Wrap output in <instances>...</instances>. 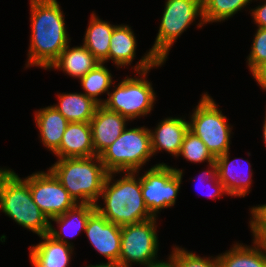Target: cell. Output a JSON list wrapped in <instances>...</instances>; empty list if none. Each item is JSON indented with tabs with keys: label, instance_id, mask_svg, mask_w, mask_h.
Listing matches in <instances>:
<instances>
[{
	"label": "cell",
	"instance_id": "cell-1",
	"mask_svg": "<svg viewBox=\"0 0 266 267\" xmlns=\"http://www.w3.org/2000/svg\"><path fill=\"white\" fill-rule=\"evenodd\" d=\"M31 36L26 67L45 70L70 43L65 17L57 0H30Z\"/></svg>",
	"mask_w": 266,
	"mask_h": 267
},
{
	"label": "cell",
	"instance_id": "cell-2",
	"mask_svg": "<svg viewBox=\"0 0 266 267\" xmlns=\"http://www.w3.org/2000/svg\"><path fill=\"white\" fill-rule=\"evenodd\" d=\"M116 174L108 173L100 195L104 207L96 203L95 209L109 222L120 226L154 218L143 200L139 171L123 172L117 181L113 177Z\"/></svg>",
	"mask_w": 266,
	"mask_h": 267
},
{
	"label": "cell",
	"instance_id": "cell-3",
	"mask_svg": "<svg viewBox=\"0 0 266 267\" xmlns=\"http://www.w3.org/2000/svg\"><path fill=\"white\" fill-rule=\"evenodd\" d=\"M164 61H159L149 50L136 63L134 67L135 78H124L118 86L113 84V92L108 93V97L102 104L110 111L118 112L125 116L129 121L145 116L151 113L156 100V93L153 90L152 83L147 80V73L154 67H159ZM115 85V86H114Z\"/></svg>",
	"mask_w": 266,
	"mask_h": 267
},
{
	"label": "cell",
	"instance_id": "cell-4",
	"mask_svg": "<svg viewBox=\"0 0 266 267\" xmlns=\"http://www.w3.org/2000/svg\"><path fill=\"white\" fill-rule=\"evenodd\" d=\"M77 204L98 203L108 175L99 156L62 158L49 167Z\"/></svg>",
	"mask_w": 266,
	"mask_h": 267
},
{
	"label": "cell",
	"instance_id": "cell-5",
	"mask_svg": "<svg viewBox=\"0 0 266 267\" xmlns=\"http://www.w3.org/2000/svg\"><path fill=\"white\" fill-rule=\"evenodd\" d=\"M0 210L38 236L49 233L50 221L33 201L29 183L10 168H0Z\"/></svg>",
	"mask_w": 266,
	"mask_h": 267
},
{
	"label": "cell",
	"instance_id": "cell-6",
	"mask_svg": "<svg viewBox=\"0 0 266 267\" xmlns=\"http://www.w3.org/2000/svg\"><path fill=\"white\" fill-rule=\"evenodd\" d=\"M153 156L150 129L145 126L123 130L99 157L108 173L135 172Z\"/></svg>",
	"mask_w": 266,
	"mask_h": 267
},
{
	"label": "cell",
	"instance_id": "cell-7",
	"mask_svg": "<svg viewBox=\"0 0 266 267\" xmlns=\"http://www.w3.org/2000/svg\"><path fill=\"white\" fill-rule=\"evenodd\" d=\"M161 17L159 30L150 49L159 60L166 62L170 48L178 37L199 17L197 26L205 25L202 0H167Z\"/></svg>",
	"mask_w": 266,
	"mask_h": 267
},
{
	"label": "cell",
	"instance_id": "cell-8",
	"mask_svg": "<svg viewBox=\"0 0 266 267\" xmlns=\"http://www.w3.org/2000/svg\"><path fill=\"white\" fill-rule=\"evenodd\" d=\"M189 119V130L198 136L214 158L230 150L232 126L213 98L206 92Z\"/></svg>",
	"mask_w": 266,
	"mask_h": 267
},
{
	"label": "cell",
	"instance_id": "cell-9",
	"mask_svg": "<svg viewBox=\"0 0 266 267\" xmlns=\"http://www.w3.org/2000/svg\"><path fill=\"white\" fill-rule=\"evenodd\" d=\"M183 178V170L158 163L140 176L145 206L153 217L176 203Z\"/></svg>",
	"mask_w": 266,
	"mask_h": 267
},
{
	"label": "cell",
	"instance_id": "cell-10",
	"mask_svg": "<svg viewBox=\"0 0 266 267\" xmlns=\"http://www.w3.org/2000/svg\"><path fill=\"white\" fill-rule=\"evenodd\" d=\"M157 218L121 226L119 263L132 267V263L149 267L159 262L157 253Z\"/></svg>",
	"mask_w": 266,
	"mask_h": 267
},
{
	"label": "cell",
	"instance_id": "cell-11",
	"mask_svg": "<svg viewBox=\"0 0 266 267\" xmlns=\"http://www.w3.org/2000/svg\"><path fill=\"white\" fill-rule=\"evenodd\" d=\"M24 179L29 183L33 201L49 221L77 204L49 169L32 173Z\"/></svg>",
	"mask_w": 266,
	"mask_h": 267
},
{
	"label": "cell",
	"instance_id": "cell-12",
	"mask_svg": "<svg viewBox=\"0 0 266 267\" xmlns=\"http://www.w3.org/2000/svg\"><path fill=\"white\" fill-rule=\"evenodd\" d=\"M94 249L108 262H119L121 226L109 222L96 209L89 215L84 230Z\"/></svg>",
	"mask_w": 266,
	"mask_h": 267
},
{
	"label": "cell",
	"instance_id": "cell-13",
	"mask_svg": "<svg viewBox=\"0 0 266 267\" xmlns=\"http://www.w3.org/2000/svg\"><path fill=\"white\" fill-rule=\"evenodd\" d=\"M229 154L228 151L215 158L216 174L219 181L223 183L228 196L244 198L251 191L250 188L253 181L251 164L249 160L246 163L243 158H235L231 161L229 160Z\"/></svg>",
	"mask_w": 266,
	"mask_h": 267
},
{
	"label": "cell",
	"instance_id": "cell-14",
	"mask_svg": "<svg viewBox=\"0 0 266 267\" xmlns=\"http://www.w3.org/2000/svg\"><path fill=\"white\" fill-rule=\"evenodd\" d=\"M126 121L128 123L129 120L118 112L110 111L103 105L97 107L90 121L92 142L97 156L119 138L127 126Z\"/></svg>",
	"mask_w": 266,
	"mask_h": 267
},
{
	"label": "cell",
	"instance_id": "cell-15",
	"mask_svg": "<svg viewBox=\"0 0 266 267\" xmlns=\"http://www.w3.org/2000/svg\"><path fill=\"white\" fill-rule=\"evenodd\" d=\"M188 130L189 120L185 118L167 117L161 120L153 130L150 129L153 155L165 150L177 158Z\"/></svg>",
	"mask_w": 266,
	"mask_h": 267
},
{
	"label": "cell",
	"instance_id": "cell-16",
	"mask_svg": "<svg viewBox=\"0 0 266 267\" xmlns=\"http://www.w3.org/2000/svg\"><path fill=\"white\" fill-rule=\"evenodd\" d=\"M53 154L58 159L95 156L90 122H69L60 147Z\"/></svg>",
	"mask_w": 266,
	"mask_h": 267
},
{
	"label": "cell",
	"instance_id": "cell-17",
	"mask_svg": "<svg viewBox=\"0 0 266 267\" xmlns=\"http://www.w3.org/2000/svg\"><path fill=\"white\" fill-rule=\"evenodd\" d=\"M42 240L30 246L29 258L33 267H68L74 248L55 240L49 234L39 236Z\"/></svg>",
	"mask_w": 266,
	"mask_h": 267
},
{
	"label": "cell",
	"instance_id": "cell-18",
	"mask_svg": "<svg viewBox=\"0 0 266 267\" xmlns=\"http://www.w3.org/2000/svg\"><path fill=\"white\" fill-rule=\"evenodd\" d=\"M94 210L95 205L93 204H76L66 213L51 219L48 234L55 240L74 247L73 243H71L67 238H72L78 235L82 230H85L89 215ZM52 221L59 225L58 229L60 231H57L54 228V226L51 224Z\"/></svg>",
	"mask_w": 266,
	"mask_h": 267
},
{
	"label": "cell",
	"instance_id": "cell-19",
	"mask_svg": "<svg viewBox=\"0 0 266 267\" xmlns=\"http://www.w3.org/2000/svg\"><path fill=\"white\" fill-rule=\"evenodd\" d=\"M99 63L101 62L83 44L70 47L69 43L48 69H59L74 79H81Z\"/></svg>",
	"mask_w": 266,
	"mask_h": 267
},
{
	"label": "cell",
	"instance_id": "cell-20",
	"mask_svg": "<svg viewBox=\"0 0 266 267\" xmlns=\"http://www.w3.org/2000/svg\"><path fill=\"white\" fill-rule=\"evenodd\" d=\"M35 123L39 129V138L49 151L54 153L59 147L68 120L53 106H47L35 111Z\"/></svg>",
	"mask_w": 266,
	"mask_h": 267
},
{
	"label": "cell",
	"instance_id": "cell-21",
	"mask_svg": "<svg viewBox=\"0 0 266 267\" xmlns=\"http://www.w3.org/2000/svg\"><path fill=\"white\" fill-rule=\"evenodd\" d=\"M86 29L83 45L101 63L108 62V52L110 48V38L116 25L108 21L101 20L96 13H92Z\"/></svg>",
	"mask_w": 266,
	"mask_h": 267
},
{
	"label": "cell",
	"instance_id": "cell-22",
	"mask_svg": "<svg viewBox=\"0 0 266 267\" xmlns=\"http://www.w3.org/2000/svg\"><path fill=\"white\" fill-rule=\"evenodd\" d=\"M58 103L53 106L68 120V122H90L99 106L84 93H59Z\"/></svg>",
	"mask_w": 266,
	"mask_h": 267
},
{
	"label": "cell",
	"instance_id": "cell-23",
	"mask_svg": "<svg viewBox=\"0 0 266 267\" xmlns=\"http://www.w3.org/2000/svg\"><path fill=\"white\" fill-rule=\"evenodd\" d=\"M252 247L243 243L233 244L230 250L217 256L220 267H266V250L253 241Z\"/></svg>",
	"mask_w": 266,
	"mask_h": 267
},
{
	"label": "cell",
	"instance_id": "cell-24",
	"mask_svg": "<svg viewBox=\"0 0 266 267\" xmlns=\"http://www.w3.org/2000/svg\"><path fill=\"white\" fill-rule=\"evenodd\" d=\"M137 41L134 31L128 25H116L110 38L108 61L117 68L131 65L136 57Z\"/></svg>",
	"mask_w": 266,
	"mask_h": 267
},
{
	"label": "cell",
	"instance_id": "cell-25",
	"mask_svg": "<svg viewBox=\"0 0 266 267\" xmlns=\"http://www.w3.org/2000/svg\"><path fill=\"white\" fill-rule=\"evenodd\" d=\"M112 75L104 63H99L94 69L89 71L80 80L84 94L92 98L96 103L102 105L104 99L98 98L101 94L109 93V89L113 85Z\"/></svg>",
	"mask_w": 266,
	"mask_h": 267
},
{
	"label": "cell",
	"instance_id": "cell-26",
	"mask_svg": "<svg viewBox=\"0 0 266 267\" xmlns=\"http://www.w3.org/2000/svg\"><path fill=\"white\" fill-rule=\"evenodd\" d=\"M250 2L252 0H202L205 25L228 20Z\"/></svg>",
	"mask_w": 266,
	"mask_h": 267
},
{
	"label": "cell",
	"instance_id": "cell-27",
	"mask_svg": "<svg viewBox=\"0 0 266 267\" xmlns=\"http://www.w3.org/2000/svg\"><path fill=\"white\" fill-rule=\"evenodd\" d=\"M179 156L184 157L183 159L194 164L202 162H207L209 164L215 161V158L208 151L202 140L190 130L186 132L183 138L178 157Z\"/></svg>",
	"mask_w": 266,
	"mask_h": 267
},
{
	"label": "cell",
	"instance_id": "cell-28",
	"mask_svg": "<svg viewBox=\"0 0 266 267\" xmlns=\"http://www.w3.org/2000/svg\"><path fill=\"white\" fill-rule=\"evenodd\" d=\"M169 257L175 262L176 267H220L217 256L200 257L176 245Z\"/></svg>",
	"mask_w": 266,
	"mask_h": 267
},
{
	"label": "cell",
	"instance_id": "cell-29",
	"mask_svg": "<svg viewBox=\"0 0 266 267\" xmlns=\"http://www.w3.org/2000/svg\"><path fill=\"white\" fill-rule=\"evenodd\" d=\"M251 51L247 57V65L250 73L260 64L266 62V28L257 29Z\"/></svg>",
	"mask_w": 266,
	"mask_h": 267
},
{
	"label": "cell",
	"instance_id": "cell-30",
	"mask_svg": "<svg viewBox=\"0 0 266 267\" xmlns=\"http://www.w3.org/2000/svg\"><path fill=\"white\" fill-rule=\"evenodd\" d=\"M251 217L249 226L253 241L262 243L266 239V204L249 208Z\"/></svg>",
	"mask_w": 266,
	"mask_h": 267
},
{
	"label": "cell",
	"instance_id": "cell-31",
	"mask_svg": "<svg viewBox=\"0 0 266 267\" xmlns=\"http://www.w3.org/2000/svg\"><path fill=\"white\" fill-rule=\"evenodd\" d=\"M207 166H209L210 168H208V170L203 171L202 174H200L199 179L201 181H203L202 180L203 178L206 179L207 181L209 180L208 182L210 184L213 183L211 185H214L212 186L214 190L212 189L211 192L207 193L206 196H208L209 198L216 199V198H221L220 196L228 195L226 193V190L224 189L223 183L219 181L218 176L216 174V162L214 161L212 163H209ZM209 183L207 186L210 185Z\"/></svg>",
	"mask_w": 266,
	"mask_h": 267
},
{
	"label": "cell",
	"instance_id": "cell-32",
	"mask_svg": "<svg viewBox=\"0 0 266 267\" xmlns=\"http://www.w3.org/2000/svg\"><path fill=\"white\" fill-rule=\"evenodd\" d=\"M262 2H264L262 5H258L251 9V16L254 23L257 24V27L266 28V0H263Z\"/></svg>",
	"mask_w": 266,
	"mask_h": 267
},
{
	"label": "cell",
	"instance_id": "cell-33",
	"mask_svg": "<svg viewBox=\"0 0 266 267\" xmlns=\"http://www.w3.org/2000/svg\"><path fill=\"white\" fill-rule=\"evenodd\" d=\"M251 74L260 88L266 91V62L257 66Z\"/></svg>",
	"mask_w": 266,
	"mask_h": 267
},
{
	"label": "cell",
	"instance_id": "cell-34",
	"mask_svg": "<svg viewBox=\"0 0 266 267\" xmlns=\"http://www.w3.org/2000/svg\"><path fill=\"white\" fill-rule=\"evenodd\" d=\"M85 267H130V266H126L119 262H105V263H100L96 265L90 264L89 266H85Z\"/></svg>",
	"mask_w": 266,
	"mask_h": 267
},
{
	"label": "cell",
	"instance_id": "cell-35",
	"mask_svg": "<svg viewBox=\"0 0 266 267\" xmlns=\"http://www.w3.org/2000/svg\"><path fill=\"white\" fill-rule=\"evenodd\" d=\"M167 261H159L150 265L149 267H176L175 262L170 257H168Z\"/></svg>",
	"mask_w": 266,
	"mask_h": 267
},
{
	"label": "cell",
	"instance_id": "cell-36",
	"mask_svg": "<svg viewBox=\"0 0 266 267\" xmlns=\"http://www.w3.org/2000/svg\"><path fill=\"white\" fill-rule=\"evenodd\" d=\"M264 124H263V140H264V143H265V146H266V113H265V117H264Z\"/></svg>",
	"mask_w": 266,
	"mask_h": 267
},
{
	"label": "cell",
	"instance_id": "cell-37",
	"mask_svg": "<svg viewBox=\"0 0 266 267\" xmlns=\"http://www.w3.org/2000/svg\"><path fill=\"white\" fill-rule=\"evenodd\" d=\"M261 244L264 246V248L266 250V239Z\"/></svg>",
	"mask_w": 266,
	"mask_h": 267
}]
</instances>
